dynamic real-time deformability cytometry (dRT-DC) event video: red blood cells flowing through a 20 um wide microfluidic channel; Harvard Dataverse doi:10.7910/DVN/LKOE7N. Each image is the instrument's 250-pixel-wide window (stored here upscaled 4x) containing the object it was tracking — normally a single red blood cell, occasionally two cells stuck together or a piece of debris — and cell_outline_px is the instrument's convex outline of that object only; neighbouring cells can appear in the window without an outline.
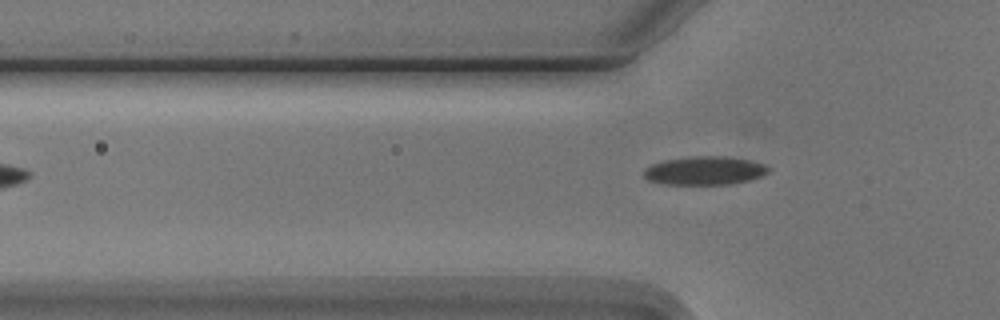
{"species": "Egyptian fruit bat (a non-hibernating species)", "species_latin": "Rousettus aegyptiacus", "temperature_condition": "cold", "stored_images_in_passage": 7, "camera_frame_rate_fps": 3000, "um_per_image_px": 0.085, "animal": {"sex": "male"}, "frame": {"image": 1, "passage_image": 7, "time_ms": 8.0, "image_size_px": [1000, 320], "cell_outline_px": [[768, 172], [760, 176], [748, 180], [728, 184], [664, 184], [648, 180], [644, 176], [644, 168], [652, 164], [664, 160], [696, 156], [724, 156], [748, 160], [764, 164], [768, 168]], "centroid_in_image_um": [59.85, 14.5], "position_along_channel_um": 65.9, "area_um2": 20.4}}